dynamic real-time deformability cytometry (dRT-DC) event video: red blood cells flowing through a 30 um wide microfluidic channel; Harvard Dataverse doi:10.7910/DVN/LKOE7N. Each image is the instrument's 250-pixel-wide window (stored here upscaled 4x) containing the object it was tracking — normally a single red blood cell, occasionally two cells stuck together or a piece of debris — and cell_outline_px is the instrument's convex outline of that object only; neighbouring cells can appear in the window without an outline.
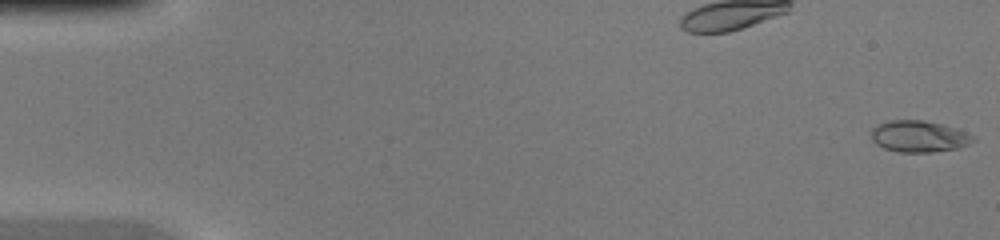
{"species": "common noctule bat (a hibernating species)", "species_latin": "Nyctalus noctula", "temperature_condition": "warm", "stored_images_in_passage": 46, "camera_frame_rate_fps": 3000, "um_per_image_px": 0.085, "animal": {"sex": "female", "body_mass_g": 20.0, "forearm_length_mm": 54.0}, "frame": {"image": 1, "passage_image": 1, "time_ms": 0.0, "image_size_px": [1000, 240], "cell_outline_px": [[976, 140], [968, 144], [956, 148], [932, 152], [900, 152], [884, 148], [876, 144], [872, 140], [872, 128], [876, 124], [892, 120], [924, 120], [940, 124], [964, 132], [972, 136]], "centroid_in_image_um": [78.05, 11.59], "position_along_channel_um": 6.9, "area_um2": 18.38}}
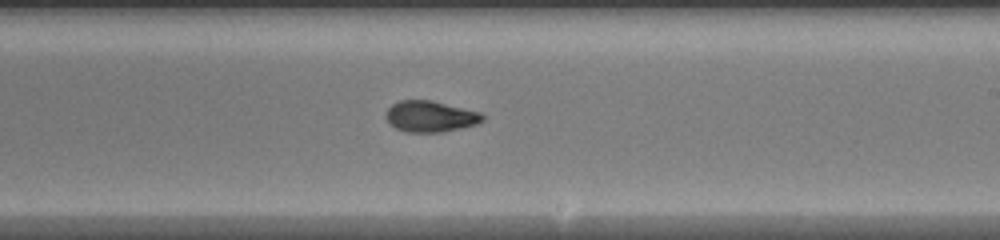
{"frame": {"image": 2, "passage_image": 28, "time_ms": 9.0, "image_size_px": [1000, 240], "cell_outline_px": [[484, 120], [476, 124], [460, 128], [440, 132], [408, 132], [396, 128], [384, 116], [388, 108], [392, 104], [400, 100], [432, 100], [484, 112]], "centroid_in_image_um": [36.62, 9.88], "position_along_channel_um": 252.4, "area_um2": 17.63}}
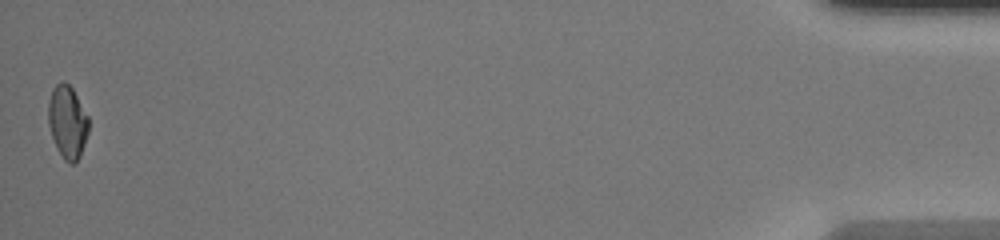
{"frame": {"image": 3, "passage_image": 46, "time_ms": 15.0, "image_size_px": [1000, 240], "cell_outline_px": [[88, 132], [80, 156], [72, 164], [68, 164], [64, 160], [56, 148], [48, 124], [48, 100], [52, 88], [60, 80], [68, 84], [72, 88], [88, 116]], "centroid_in_image_um": [5.71, 10.36], "position_along_channel_um": 429.5, "area_um2": 17.17}}